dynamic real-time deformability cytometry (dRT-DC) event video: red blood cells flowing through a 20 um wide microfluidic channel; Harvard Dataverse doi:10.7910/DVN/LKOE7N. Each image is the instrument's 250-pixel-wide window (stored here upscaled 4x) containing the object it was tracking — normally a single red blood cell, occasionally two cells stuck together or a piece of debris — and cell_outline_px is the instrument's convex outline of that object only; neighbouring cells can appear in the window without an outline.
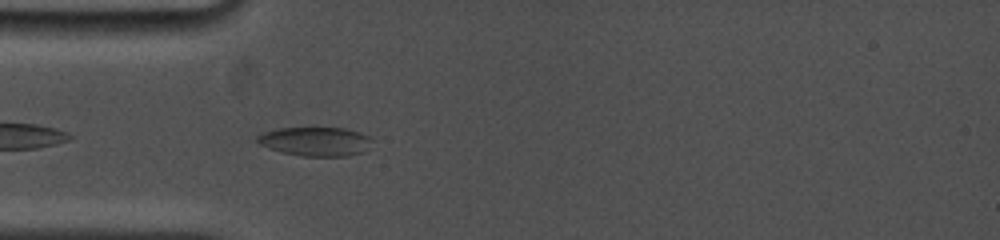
{"species": "common noctule bat (a hibernating species)", "species_latin": "Nyctalus noctula", "temperature_condition": "cold", "stored_images_in_passage": 51, "camera_frame_rate_fps": 5000, "um_per_image_px": 0.085, "animal": {"sex": "female", "body_mass_g": 19.0, "forearm_length_mm": 53.3}, "frame": {"image": 1, "passage_image": 3, "time_ms": 0.4, "image_size_px": [1000, 240], "cell_outline_px": [[372, 140], [364, 152], [348, 156], [300, 156], [268, 148], [260, 144], [256, 140], [256, 136], [260, 132], [276, 128], [344, 128], [360, 132], [372, 136]], "centroid_in_image_um": [26.81, 12.01], "position_along_channel_um": 58.2, "area_um2": 19.59}}
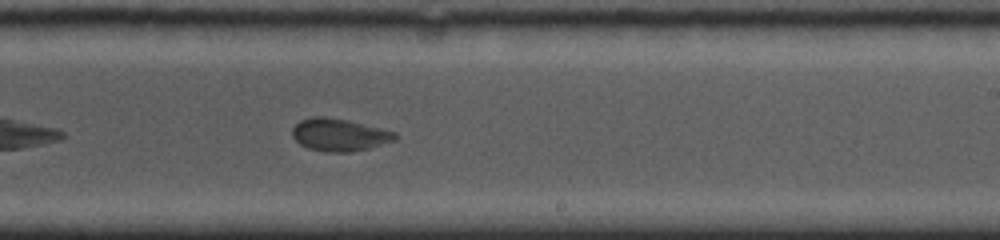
{"frame": {"image": 2, "passage_image": 30, "time_ms": 5.8, "image_size_px": [1000, 240], "cell_outline_px": [[400, 136], [396, 140], [368, 148], [348, 152], [324, 152], [308, 148], [300, 144], [292, 136], [292, 128], [300, 120], [312, 116], [324, 116], [348, 120], [396, 132]], "centroid_in_image_um": [28.84, 11.45], "position_along_channel_um": 260.2, "area_um2": 19.54}}
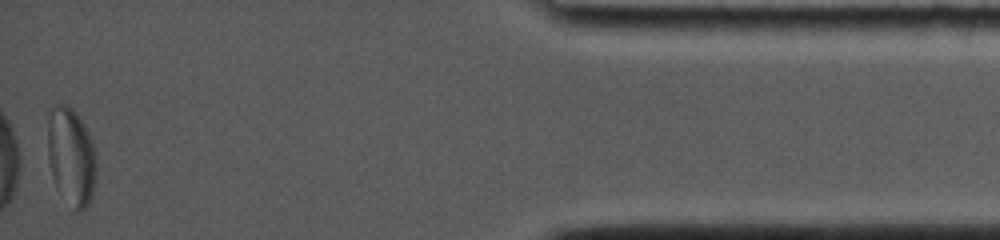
{"frame": {"image": 3, "passage_image": 51, "time_ms": 11.8, "image_size_px": [1000, 240], "cell_outline_px": [[96, 168], [92, 196], [88, 204], [80, 212], [76, 212], [56, 184], [52, 176], [48, 160], [48, 108], [56, 104], [64, 104], [72, 108], [84, 124], [88, 132], [92, 144], [96, 164]], "centroid_in_image_um": [6.03, 13.25], "position_along_channel_um": 429.2, "area_um2": 27.4}, "authors_computed_cell_mechanics": {"area_um2": 19.8832, "velocity_mm_per_s": 3.7861, "shape_relaxation_time_tau1_ms": 8.6722, "shape_relaxation_time_tau2_ms": null, "deformation_change_tau1": 0.162, "deformation_change_tau2": null}}